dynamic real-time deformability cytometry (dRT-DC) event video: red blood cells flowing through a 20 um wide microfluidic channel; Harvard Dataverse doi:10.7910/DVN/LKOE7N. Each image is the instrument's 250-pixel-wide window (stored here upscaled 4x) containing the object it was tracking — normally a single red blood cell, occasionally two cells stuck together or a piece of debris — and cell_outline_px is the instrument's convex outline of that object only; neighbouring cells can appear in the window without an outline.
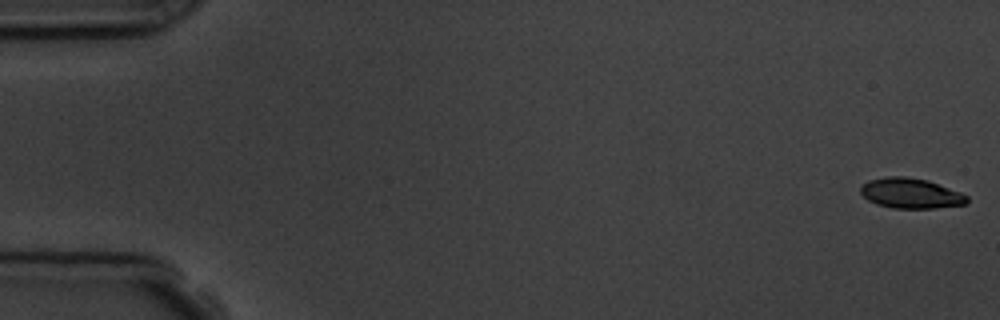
{"species": "common noctule bat (a hibernating species)", "species_latin": "Nyctalus noctula", "temperature_condition": "room temperature", "stored_images_in_passage": 7, "camera_frame_rate_fps": 3000, "um_per_image_px": 0.085, "animal": {"sex": "male", "body_mass_g": 19.5, "forearm_length_mm": 54.6}, "frame": {"image": 1, "passage_image": 1, "time_ms": 0.0, "image_size_px": [1000, 320], "cell_outline_px": [[968, 204], [936, 208], [892, 208], [876, 204], [868, 200], [860, 192], [860, 188], [868, 180], [888, 176], [904, 176], [928, 180], [960, 192], [968, 196]], "centroid_in_image_um": [77.42, 16.43], "position_along_channel_um": 7.6, "area_um2": 18.79}}